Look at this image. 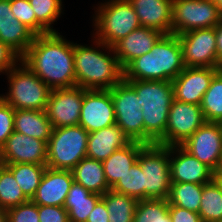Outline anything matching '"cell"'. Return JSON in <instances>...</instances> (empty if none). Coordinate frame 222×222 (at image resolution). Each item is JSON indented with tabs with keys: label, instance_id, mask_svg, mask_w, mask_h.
Listing matches in <instances>:
<instances>
[{
	"label": "cell",
	"instance_id": "60d3db41",
	"mask_svg": "<svg viewBox=\"0 0 222 222\" xmlns=\"http://www.w3.org/2000/svg\"><path fill=\"white\" fill-rule=\"evenodd\" d=\"M21 58L7 45L0 41V75L6 74Z\"/></svg>",
	"mask_w": 222,
	"mask_h": 222
},
{
	"label": "cell",
	"instance_id": "836d02e7",
	"mask_svg": "<svg viewBox=\"0 0 222 222\" xmlns=\"http://www.w3.org/2000/svg\"><path fill=\"white\" fill-rule=\"evenodd\" d=\"M28 201L13 173L5 165L0 164V208L7 210Z\"/></svg>",
	"mask_w": 222,
	"mask_h": 222
},
{
	"label": "cell",
	"instance_id": "52a82bcc",
	"mask_svg": "<svg viewBox=\"0 0 222 222\" xmlns=\"http://www.w3.org/2000/svg\"><path fill=\"white\" fill-rule=\"evenodd\" d=\"M88 135L80 125L53 128L47 142L46 166L71 171L87 156Z\"/></svg>",
	"mask_w": 222,
	"mask_h": 222
},
{
	"label": "cell",
	"instance_id": "1f68e13d",
	"mask_svg": "<svg viewBox=\"0 0 222 222\" xmlns=\"http://www.w3.org/2000/svg\"><path fill=\"white\" fill-rule=\"evenodd\" d=\"M203 184L171 182L168 203L199 213Z\"/></svg>",
	"mask_w": 222,
	"mask_h": 222
},
{
	"label": "cell",
	"instance_id": "f1b7e54d",
	"mask_svg": "<svg viewBox=\"0 0 222 222\" xmlns=\"http://www.w3.org/2000/svg\"><path fill=\"white\" fill-rule=\"evenodd\" d=\"M199 215L202 222L222 220V186L216 177L203 184Z\"/></svg>",
	"mask_w": 222,
	"mask_h": 222
},
{
	"label": "cell",
	"instance_id": "30bf717a",
	"mask_svg": "<svg viewBox=\"0 0 222 222\" xmlns=\"http://www.w3.org/2000/svg\"><path fill=\"white\" fill-rule=\"evenodd\" d=\"M116 124L131 141L144 143L142 107L135 89L124 79L110 89Z\"/></svg>",
	"mask_w": 222,
	"mask_h": 222
},
{
	"label": "cell",
	"instance_id": "b9f144b4",
	"mask_svg": "<svg viewBox=\"0 0 222 222\" xmlns=\"http://www.w3.org/2000/svg\"><path fill=\"white\" fill-rule=\"evenodd\" d=\"M169 214L172 222H202L199 213L169 204Z\"/></svg>",
	"mask_w": 222,
	"mask_h": 222
},
{
	"label": "cell",
	"instance_id": "9a60e30c",
	"mask_svg": "<svg viewBox=\"0 0 222 222\" xmlns=\"http://www.w3.org/2000/svg\"><path fill=\"white\" fill-rule=\"evenodd\" d=\"M115 124V110L110 90H86L79 125L91 133Z\"/></svg>",
	"mask_w": 222,
	"mask_h": 222
},
{
	"label": "cell",
	"instance_id": "ba28073f",
	"mask_svg": "<svg viewBox=\"0 0 222 222\" xmlns=\"http://www.w3.org/2000/svg\"><path fill=\"white\" fill-rule=\"evenodd\" d=\"M137 162L143 172L144 199H167L171 187L169 146L146 145Z\"/></svg>",
	"mask_w": 222,
	"mask_h": 222
},
{
	"label": "cell",
	"instance_id": "603a6c76",
	"mask_svg": "<svg viewBox=\"0 0 222 222\" xmlns=\"http://www.w3.org/2000/svg\"><path fill=\"white\" fill-rule=\"evenodd\" d=\"M131 142L117 124L111 125L89 133L86 154L89 158L103 161Z\"/></svg>",
	"mask_w": 222,
	"mask_h": 222
},
{
	"label": "cell",
	"instance_id": "f35d334b",
	"mask_svg": "<svg viewBox=\"0 0 222 222\" xmlns=\"http://www.w3.org/2000/svg\"><path fill=\"white\" fill-rule=\"evenodd\" d=\"M15 109L0 96V148L14 132Z\"/></svg>",
	"mask_w": 222,
	"mask_h": 222
},
{
	"label": "cell",
	"instance_id": "8d00e7d4",
	"mask_svg": "<svg viewBox=\"0 0 222 222\" xmlns=\"http://www.w3.org/2000/svg\"><path fill=\"white\" fill-rule=\"evenodd\" d=\"M8 222H39L38 205L29 200L7 209Z\"/></svg>",
	"mask_w": 222,
	"mask_h": 222
},
{
	"label": "cell",
	"instance_id": "7bdbcfd3",
	"mask_svg": "<svg viewBox=\"0 0 222 222\" xmlns=\"http://www.w3.org/2000/svg\"><path fill=\"white\" fill-rule=\"evenodd\" d=\"M86 222H109V213L102 198L96 203Z\"/></svg>",
	"mask_w": 222,
	"mask_h": 222
},
{
	"label": "cell",
	"instance_id": "74e56055",
	"mask_svg": "<svg viewBox=\"0 0 222 222\" xmlns=\"http://www.w3.org/2000/svg\"><path fill=\"white\" fill-rule=\"evenodd\" d=\"M14 17L36 34V17L29 0H10Z\"/></svg>",
	"mask_w": 222,
	"mask_h": 222
},
{
	"label": "cell",
	"instance_id": "8992f818",
	"mask_svg": "<svg viewBox=\"0 0 222 222\" xmlns=\"http://www.w3.org/2000/svg\"><path fill=\"white\" fill-rule=\"evenodd\" d=\"M8 90L0 96L15 110H45L51 88H49L21 60L6 74Z\"/></svg>",
	"mask_w": 222,
	"mask_h": 222
},
{
	"label": "cell",
	"instance_id": "c3c4849f",
	"mask_svg": "<svg viewBox=\"0 0 222 222\" xmlns=\"http://www.w3.org/2000/svg\"><path fill=\"white\" fill-rule=\"evenodd\" d=\"M222 186V178H217Z\"/></svg>",
	"mask_w": 222,
	"mask_h": 222
},
{
	"label": "cell",
	"instance_id": "277c9868",
	"mask_svg": "<svg viewBox=\"0 0 222 222\" xmlns=\"http://www.w3.org/2000/svg\"><path fill=\"white\" fill-rule=\"evenodd\" d=\"M136 91L144 122V144L165 146V129L174 99L172 81L126 80Z\"/></svg>",
	"mask_w": 222,
	"mask_h": 222
},
{
	"label": "cell",
	"instance_id": "7a4b0ae2",
	"mask_svg": "<svg viewBox=\"0 0 222 222\" xmlns=\"http://www.w3.org/2000/svg\"><path fill=\"white\" fill-rule=\"evenodd\" d=\"M92 38L91 46L73 41L76 86L87 90H110L123 79V69L113 47Z\"/></svg>",
	"mask_w": 222,
	"mask_h": 222
},
{
	"label": "cell",
	"instance_id": "4dcf8cb0",
	"mask_svg": "<svg viewBox=\"0 0 222 222\" xmlns=\"http://www.w3.org/2000/svg\"><path fill=\"white\" fill-rule=\"evenodd\" d=\"M12 173L24 195L31 200L40 184L46 164H3Z\"/></svg>",
	"mask_w": 222,
	"mask_h": 222
},
{
	"label": "cell",
	"instance_id": "ab89813d",
	"mask_svg": "<svg viewBox=\"0 0 222 222\" xmlns=\"http://www.w3.org/2000/svg\"><path fill=\"white\" fill-rule=\"evenodd\" d=\"M39 222H69L68 212L64 207L38 205Z\"/></svg>",
	"mask_w": 222,
	"mask_h": 222
},
{
	"label": "cell",
	"instance_id": "d590c367",
	"mask_svg": "<svg viewBox=\"0 0 222 222\" xmlns=\"http://www.w3.org/2000/svg\"><path fill=\"white\" fill-rule=\"evenodd\" d=\"M111 189L138 201L144 200L143 172L140 164L136 161Z\"/></svg>",
	"mask_w": 222,
	"mask_h": 222
},
{
	"label": "cell",
	"instance_id": "7dc6e473",
	"mask_svg": "<svg viewBox=\"0 0 222 222\" xmlns=\"http://www.w3.org/2000/svg\"><path fill=\"white\" fill-rule=\"evenodd\" d=\"M215 177L216 178H222V163H221L219 171L215 174Z\"/></svg>",
	"mask_w": 222,
	"mask_h": 222
},
{
	"label": "cell",
	"instance_id": "cb8c5ba5",
	"mask_svg": "<svg viewBox=\"0 0 222 222\" xmlns=\"http://www.w3.org/2000/svg\"><path fill=\"white\" fill-rule=\"evenodd\" d=\"M145 146L146 144L144 143L132 141L102 161L105 179L110 188L130 170L131 166L137 161L140 151Z\"/></svg>",
	"mask_w": 222,
	"mask_h": 222
},
{
	"label": "cell",
	"instance_id": "6da1fadb",
	"mask_svg": "<svg viewBox=\"0 0 222 222\" xmlns=\"http://www.w3.org/2000/svg\"><path fill=\"white\" fill-rule=\"evenodd\" d=\"M21 61L51 89L76 87L73 41L59 32L36 35Z\"/></svg>",
	"mask_w": 222,
	"mask_h": 222
},
{
	"label": "cell",
	"instance_id": "484cf974",
	"mask_svg": "<svg viewBox=\"0 0 222 222\" xmlns=\"http://www.w3.org/2000/svg\"><path fill=\"white\" fill-rule=\"evenodd\" d=\"M71 171L74 182L92 193L103 195L111 189L105 179L102 161L86 156Z\"/></svg>",
	"mask_w": 222,
	"mask_h": 222
},
{
	"label": "cell",
	"instance_id": "4fadbf2b",
	"mask_svg": "<svg viewBox=\"0 0 222 222\" xmlns=\"http://www.w3.org/2000/svg\"><path fill=\"white\" fill-rule=\"evenodd\" d=\"M205 122L200 105L173 99L165 129V146H181Z\"/></svg>",
	"mask_w": 222,
	"mask_h": 222
},
{
	"label": "cell",
	"instance_id": "d6986e66",
	"mask_svg": "<svg viewBox=\"0 0 222 222\" xmlns=\"http://www.w3.org/2000/svg\"><path fill=\"white\" fill-rule=\"evenodd\" d=\"M73 182L72 171L46 167L31 201L37 205L64 207Z\"/></svg>",
	"mask_w": 222,
	"mask_h": 222
},
{
	"label": "cell",
	"instance_id": "ee69618b",
	"mask_svg": "<svg viewBox=\"0 0 222 222\" xmlns=\"http://www.w3.org/2000/svg\"><path fill=\"white\" fill-rule=\"evenodd\" d=\"M216 45L218 61L220 63V69H222V19L216 25Z\"/></svg>",
	"mask_w": 222,
	"mask_h": 222
},
{
	"label": "cell",
	"instance_id": "4316f807",
	"mask_svg": "<svg viewBox=\"0 0 222 222\" xmlns=\"http://www.w3.org/2000/svg\"><path fill=\"white\" fill-rule=\"evenodd\" d=\"M101 196L73 182L64 203V208L68 212L69 222H86Z\"/></svg>",
	"mask_w": 222,
	"mask_h": 222
},
{
	"label": "cell",
	"instance_id": "3957f363",
	"mask_svg": "<svg viewBox=\"0 0 222 222\" xmlns=\"http://www.w3.org/2000/svg\"><path fill=\"white\" fill-rule=\"evenodd\" d=\"M184 68L178 36L164 34L151 51L135 58L123 69V79L172 81Z\"/></svg>",
	"mask_w": 222,
	"mask_h": 222
},
{
	"label": "cell",
	"instance_id": "83f0119b",
	"mask_svg": "<svg viewBox=\"0 0 222 222\" xmlns=\"http://www.w3.org/2000/svg\"><path fill=\"white\" fill-rule=\"evenodd\" d=\"M62 1L64 0H29L36 17V35L58 33L53 24L64 14Z\"/></svg>",
	"mask_w": 222,
	"mask_h": 222
},
{
	"label": "cell",
	"instance_id": "5b68a950",
	"mask_svg": "<svg viewBox=\"0 0 222 222\" xmlns=\"http://www.w3.org/2000/svg\"><path fill=\"white\" fill-rule=\"evenodd\" d=\"M97 4L96 7L92 6L94 14L91 35L102 43L112 47L141 27L138 16L128 0H103Z\"/></svg>",
	"mask_w": 222,
	"mask_h": 222
},
{
	"label": "cell",
	"instance_id": "f6af8a7d",
	"mask_svg": "<svg viewBox=\"0 0 222 222\" xmlns=\"http://www.w3.org/2000/svg\"><path fill=\"white\" fill-rule=\"evenodd\" d=\"M0 222H8L6 209L0 208Z\"/></svg>",
	"mask_w": 222,
	"mask_h": 222
},
{
	"label": "cell",
	"instance_id": "2e32d148",
	"mask_svg": "<svg viewBox=\"0 0 222 222\" xmlns=\"http://www.w3.org/2000/svg\"><path fill=\"white\" fill-rule=\"evenodd\" d=\"M47 143L14 131L0 148V164H46Z\"/></svg>",
	"mask_w": 222,
	"mask_h": 222
},
{
	"label": "cell",
	"instance_id": "5bb4252c",
	"mask_svg": "<svg viewBox=\"0 0 222 222\" xmlns=\"http://www.w3.org/2000/svg\"><path fill=\"white\" fill-rule=\"evenodd\" d=\"M86 90L77 86L51 89L45 111L52 128L79 125Z\"/></svg>",
	"mask_w": 222,
	"mask_h": 222
},
{
	"label": "cell",
	"instance_id": "7c38bea8",
	"mask_svg": "<svg viewBox=\"0 0 222 222\" xmlns=\"http://www.w3.org/2000/svg\"><path fill=\"white\" fill-rule=\"evenodd\" d=\"M181 146L216 174L222 163L220 122H205Z\"/></svg>",
	"mask_w": 222,
	"mask_h": 222
},
{
	"label": "cell",
	"instance_id": "e0dca14e",
	"mask_svg": "<svg viewBox=\"0 0 222 222\" xmlns=\"http://www.w3.org/2000/svg\"><path fill=\"white\" fill-rule=\"evenodd\" d=\"M219 70L220 68L185 67L172 80L174 99L189 104L201 105L203 95Z\"/></svg>",
	"mask_w": 222,
	"mask_h": 222
},
{
	"label": "cell",
	"instance_id": "bcb514c9",
	"mask_svg": "<svg viewBox=\"0 0 222 222\" xmlns=\"http://www.w3.org/2000/svg\"><path fill=\"white\" fill-rule=\"evenodd\" d=\"M219 7L220 13L222 15V0H213Z\"/></svg>",
	"mask_w": 222,
	"mask_h": 222
},
{
	"label": "cell",
	"instance_id": "44dd1931",
	"mask_svg": "<svg viewBox=\"0 0 222 222\" xmlns=\"http://www.w3.org/2000/svg\"><path fill=\"white\" fill-rule=\"evenodd\" d=\"M164 34L156 29L140 27L116 42L112 47L122 69L132 60L151 51Z\"/></svg>",
	"mask_w": 222,
	"mask_h": 222
},
{
	"label": "cell",
	"instance_id": "d6a6232c",
	"mask_svg": "<svg viewBox=\"0 0 222 222\" xmlns=\"http://www.w3.org/2000/svg\"><path fill=\"white\" fill-rule=\"evenodd\" d=\"M206 122L222 120V69L211 80L200 105Z\"/></svg>",
	"mask_w": 222,
	"mask_h": 222
},
{
	"label": "cell",
	"instance_id": "f546056e",
	"mask_svg": "<svg viewBox=\"0 0 222 222\" xmlns=\"http://www.w3.org/2000/svg\"><path fill=\"white\" fill-rule=\"evenodd\" d=\"M101 198L109 213V222H133L138 200L112 189L106 191Z\"/></svg>",
	"mask_w": 222,
	"mask_h": 222
},
{
	"label": "cell",
	"instance_id": "7402d4cb",
	"mask_svg": "<svg viewBox=\"0 0 222 222\" xmlns=\"http://www.w3.org/2000/svg\"><path fill=\"white\" fill-rule=\"evenodd\" d=\"M138 16L140 25L172 34L173 0H128Z\"/></svg>",
	"mask_w": 222,
	"mask_h": 222
},
{
	"label": "cell",
	"instance_id": "ffe728a7",
	"mask_svg": "<svg viewBox=\"0 0 222 222\" xmlns=\"http://www.w3.org/2000/svg\"><path fill=\"white\" fill-rule=\"evenodd\" d=\"M36 34L14 17L10 0H0V41L22 58Z\"/></svg>",
	"mask_w": 222,
	"mask_h": 222
},
{
	"label": "cell",
	"instance_id": "9c48e42d",
	"mask_svg": "<svg viewBox=\"0 0 222 222\" xmlns=\"http://www.w3.org/2000/svg\"><path fill=\"white\" fill-rule=\"evenodd\" d=\"M222 19L213 0H173L172 34L215 27Z\"/></svg>",
	"mask_w": 222,
	"mask_h": 222
},
{
	"label": "cell",
	"instance_id": "e575fe53",
	"mask_svg": "<svg viewBox=\"0 0 222 222\" xmlns=\"http://www.w3.org/2000/svg\"><path fill=\"white\" fill-rule=\"evenodd\" d=\"M133 222H172L167 199H144L138 201Z\"/></svg>",
	"mask_w": 222,
	"mask_h": 222
},
{
	"label": "cell",
	"instance_id": "d4e9b609",
	"mask_svg": "<svg viewBox=\"0 0 222 222\" xmlns=\"http://www.w3.org/2000/svg\"><path fill=\"white\" fill-rule=\"evenodd\" d=\"M52 129L45 110H15L14 131L47 143Z\"/></svg>",
	"mask_w": 222,
	"mask_h": 222
},
{
	"label": "cell",
	"instance_id": "8fae6325",
	"mask_svg": "<svg viewBox=\"0 0 222 222\" xmlns=\"http://www.w3.org/2000/svg\"><path fill=\"white\" fill-rule=\"evenodd\" d=\"M185 67L220 68L216 45V26L177 35Z\"/></svg>",
	"mask_w": 222,
	"mask_h": 222
},
{
	"label": "cell",
	"instance_id": "ac0fdd59",
	"mask_svg": "<svg viewBox=\"0 0 222 222\" xmlns=\"http://www.w3.org/2000/svg\"><path fill=\"white\" fill-rule=\"evenodd\" d=\"M171 182L205 184L215 173L182 146H169Z\"/></svg>",
	"mask_w": 222,
	"mask_h": 222
}]
</instances>
